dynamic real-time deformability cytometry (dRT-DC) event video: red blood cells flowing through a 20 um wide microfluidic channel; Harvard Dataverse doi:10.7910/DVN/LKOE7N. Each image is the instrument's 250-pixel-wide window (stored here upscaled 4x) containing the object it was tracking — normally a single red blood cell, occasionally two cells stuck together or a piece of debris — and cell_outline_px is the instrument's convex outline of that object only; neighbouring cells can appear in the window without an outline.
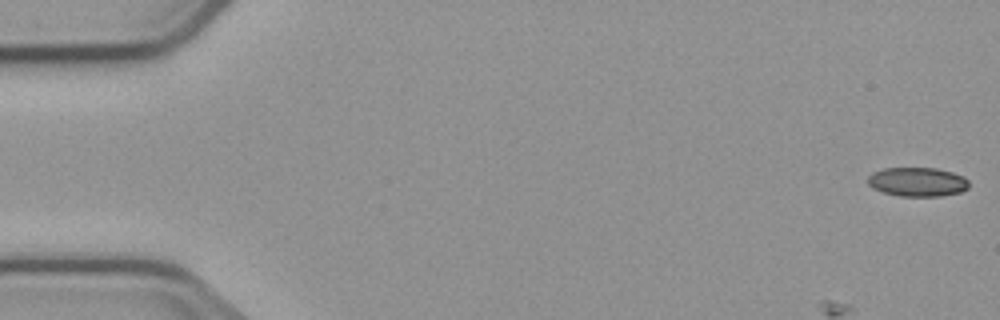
{"species": "common noctule bat (a hibernating species)", "species_latin": "Nyctalus noctula", "temperature_condition": "cold", "stored_images_in_passage": 9, "camera_frame_rate_fps": 3000, "um_per_image_px": 0.085, "animal": {"sex": "male", "body_mass_g": 23.1, "forearm_length_mm": 52.7}, "frame": {"image": 1, "passage_image": 1, "time_ms": 0.0, "image_size_px": [1000, 320], "cell_outline_px": [[968, 188], [960, 192], [940, 196], [900, 196], [884, 192], [872, 188], [868, 184], [868, 176], [872, 172], [884, 168], [936, 168], [952, 172], [964, 176], [968, 180]], "centroid_in_image_um": [77.98, 15.45], "position_along_channel_um": 7.0, "area_um2": 17.17}}
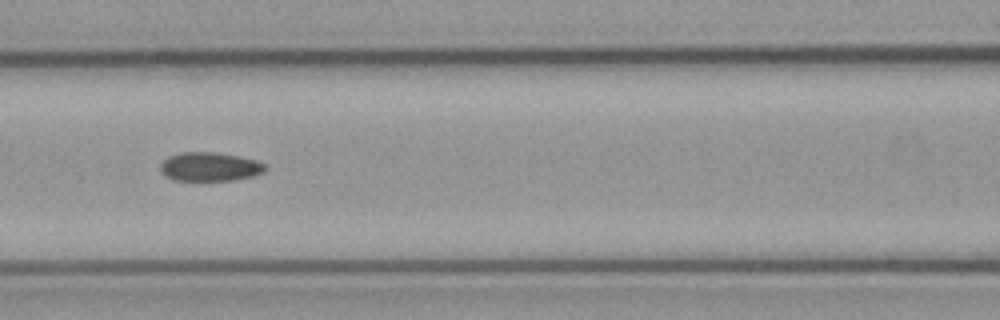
{"frame": {"image": 2, "passage_image": 7, "time_ms": 7.667, "image_size_px": [1000, 320], "cell_outline_px": [[264, 168], [260, 172], [252, 176], [232, 180], [172, 180], [160, 168], [160, 164], [168, 156], [180, 152], [216, 152], [256, 160], [264, 164]], "centroid_in_image_um": [17.78, 14.16], "position_along_channel_um": 148.8, "area_um2": 17.22}}
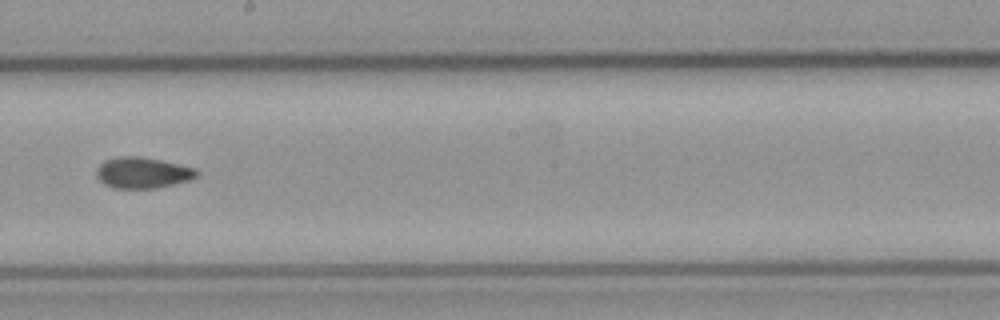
{"frame": {"image": 3, "passage_image": 9, "time_ms": 10.0, "image_size_px": [1000, 320], "cell_outline_px": [[200, 172], [196, 176], [188, 180], [156, 188], [112, 188], [104, 184], [96, 176], [96, 168], [104, 160], [120, 156], [140, 156], [160, 160], [196, 168]], "centroid_in_image_um": [12.09, 14.67], "position_along_channel_um": 236.1, "area_um2": 18.09}}